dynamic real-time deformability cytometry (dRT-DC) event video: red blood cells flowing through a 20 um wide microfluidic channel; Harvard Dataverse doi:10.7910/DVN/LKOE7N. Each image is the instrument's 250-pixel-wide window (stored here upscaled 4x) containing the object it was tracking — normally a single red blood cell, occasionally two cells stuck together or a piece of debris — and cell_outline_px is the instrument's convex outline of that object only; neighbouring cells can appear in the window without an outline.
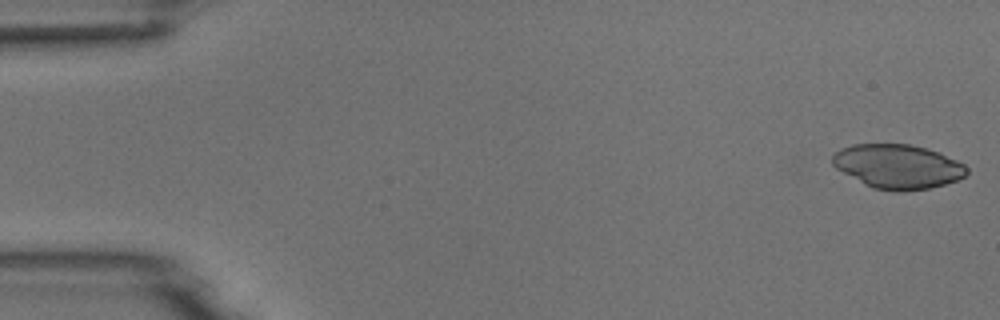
{"species": "common noctule bat (a hibernating species)", "species_latin": "Nyctalus noctula", "temperature_condition": "room temperature", "stored_images_in_passage": 5, "camera_frame_rate_fps": 3000, "um_per_image_px": 0.085, "animal": {"sex": "male", "body_mass_g": 18.8}, "frame": {"image": 1, "passage_image": 1, "time_ms": 0.0, "image_size_px": [1000, 320], "cell_outline_px": [[968, 172], [964, 176], [956, 180], [944, 184], [928, 188], [896, 192], [872, 188], [864, 184], [836, 168], [832, 164], [832, 156], [840, 148], [852, 144], [908, 144], [940, 152], [964, 164], [968, 168]], "centroid_in_image_um": [76.3, 14.15], "position_along_channel_um": 8.7, "area_um2": 34.51}}